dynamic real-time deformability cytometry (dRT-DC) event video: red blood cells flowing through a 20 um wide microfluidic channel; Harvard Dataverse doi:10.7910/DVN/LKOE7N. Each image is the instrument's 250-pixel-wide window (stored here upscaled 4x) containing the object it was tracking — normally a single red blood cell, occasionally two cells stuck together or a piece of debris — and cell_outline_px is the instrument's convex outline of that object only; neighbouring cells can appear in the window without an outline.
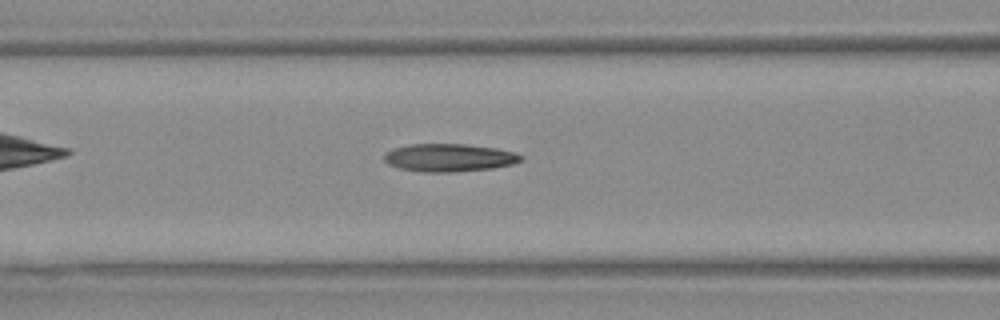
{"species": "Egyptian fruit bat (a non-hibernating species)", "species_latin": "Rousettus aegyptiacus", "temperature_condition": "warm", "stored_images_in_passage": 26, "camera_frame_rate_fps": 3000, "um_per_image_px": 0.085, "animal": {"sex": "female"}, "frame": {"image": 1, "passage_image": 5, "time_ms": 1.333, "image_size_px": [1000, 320], "cell_outline_px": [[524, 160], [512, 164], [492, 168], [452, 172], [428, 172], [400, 168], [388, 164], [384, 160], [384, 152], [392, 148], [408, 144], [468, 144], [496, 148], [516, 152], [524, 156]], "centroid_in_image_um": [38.19, 13.39], "position_along_channel_um": 128.4, "area_um2": 22.37}}
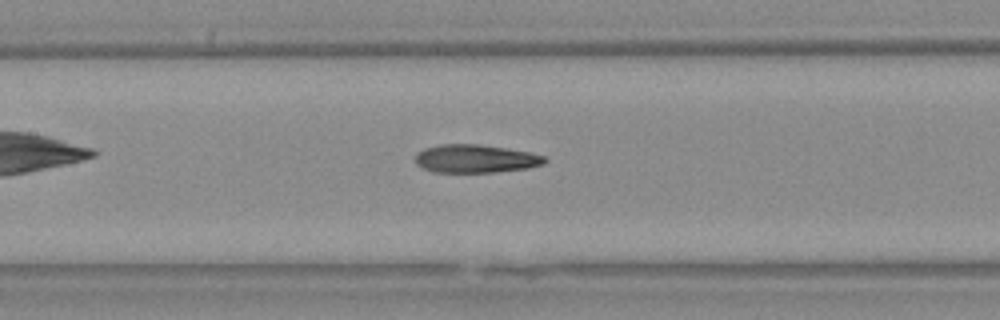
{"frame": {"image": 2, "passage_image": 8, "time_ms": 2.333, "image_size_px": [1000, 320], "cell_outline_px": [[548, 160], [544, 164], [528, 168], [492, 172], [432, 172], [416, 164], [416, 152], [424, 148], [440, 144], [476, 144], [504, 148], [528, 152], [544, 156]], "centroid_in_image_um": [40.39, 13.49], "position_along_channel_um": 167.0, "area_um2": 21.15}}
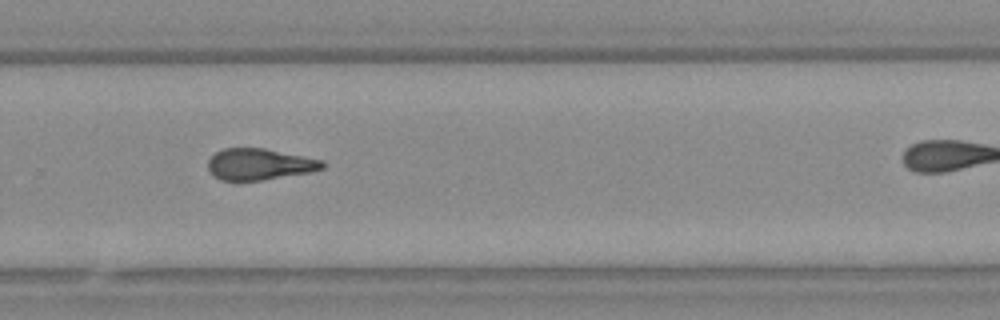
{"frame": {"image": 3, "passage_image": 19, "time_ms": 6.0, "image_size_px": [1000, 320], "cell_outline_px": [[324, 168], [312, 172], [264, 180], [236, 184], [220, 180], [212, 176], [208, 168], [208, 160], [216, 152], [224, 148], [264, 148], [324, 160]], "centroid_in_image_um": [22.01, 14.01], "position_along_channel_um": 307.8, "area_um2": 21.68}}